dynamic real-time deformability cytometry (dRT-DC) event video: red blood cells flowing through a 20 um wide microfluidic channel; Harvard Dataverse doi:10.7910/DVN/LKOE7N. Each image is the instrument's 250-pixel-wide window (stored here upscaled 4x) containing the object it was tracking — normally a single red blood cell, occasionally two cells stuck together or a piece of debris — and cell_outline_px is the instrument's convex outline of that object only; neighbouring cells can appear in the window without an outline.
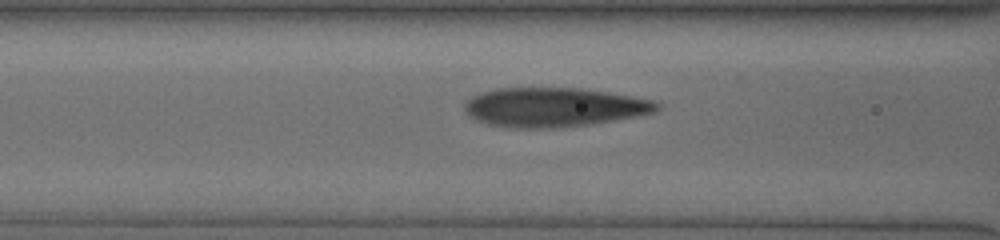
{"species": "human", "species_latin": "Homo sapiens", "temperature_condition": "cold", "stored_images_in_passage": 13, "camera_frame_rate_fps": 3000, "um_per_image_px": 0.085, "donor": {"sex": "male"}, "frame": {"image": 1, "passage_image": 11, "time_ms": 3.333, "image_size_px": [1000, 240], "cell_outline_px": [[660, 108], [656, 112], [636, 116], [588, 124], [548, 128], [512, 128], [488, 124], [476, 120], [468, 116], [464, 108], [464, 104], [472, 96], [480, 92], [496, 88], [580, 88], [632, 96], [652, 100], [660, 104]], "centroid_in_image_um": [47.04, 9.11], "position_along_channel_um": 119.6, "area_um2": 43.81}}